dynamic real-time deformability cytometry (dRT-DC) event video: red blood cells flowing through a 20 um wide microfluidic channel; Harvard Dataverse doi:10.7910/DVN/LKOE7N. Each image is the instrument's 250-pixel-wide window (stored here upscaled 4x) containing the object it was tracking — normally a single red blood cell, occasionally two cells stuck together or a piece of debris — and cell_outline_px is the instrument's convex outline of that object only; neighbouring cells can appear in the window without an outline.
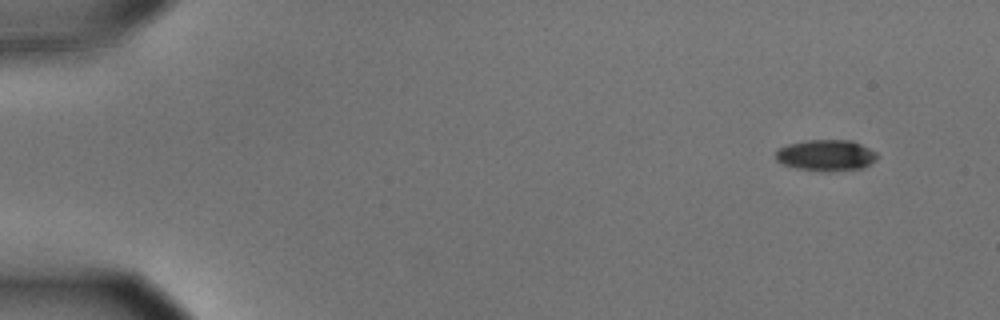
{"species": "common noctule bat (a hibernating species)", "species_latin": "Nyctalus noctula", "temperature_condition": "cold", "stored_images_in_passage": 53, "camera_frame_rate_fps": 3000, "um_per_image_px": 0.085, "animal": {"sex": "male", "body_mass_g": 15.6}, "frame": {"image": 1, "passage_image": 1, "time_ms": 0.0, "image_size_px": [1000, 320], "cell_outline_px": [[876, 160], [864, 168], [828, 172], [824, 172], [796, 168], [784, 164], [776, 160], [776, 148], [788, 144], [804, 140], [852, 140], [876, 152]], "centroid_in_image_um": [70.19, 13.2], "position_along_channel_um": 14.8, "area_um2": 18.61}}
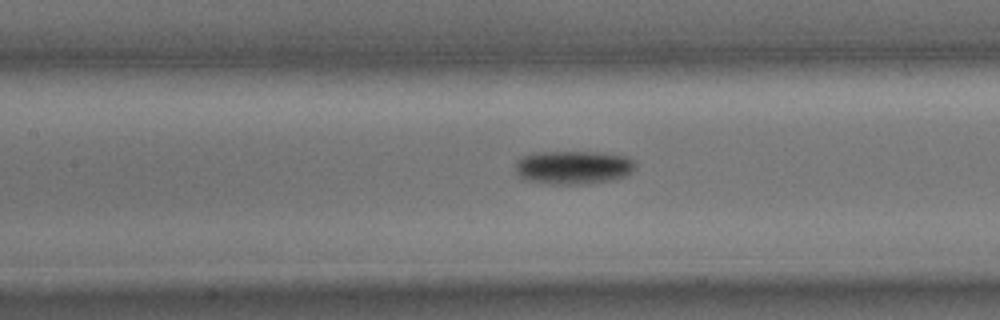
{"frame": {"image": 2, "passage_image": 23, "time_ms": 7.333, "image_size_px": [1000, 320], "cell_outline_px": [[636, 168], [632, 172], [624, 176], [608, 180], [588, 184], [548, 184], [524, 180], [516, 172], [516, 160], [520, 156], [536, 152], [600, 152], [628, 156], [636, 160]], "centroid_in_image_um": [48.74, 14.22], "position_along_channel_um": 158.7, "area_um2": 23.81}}
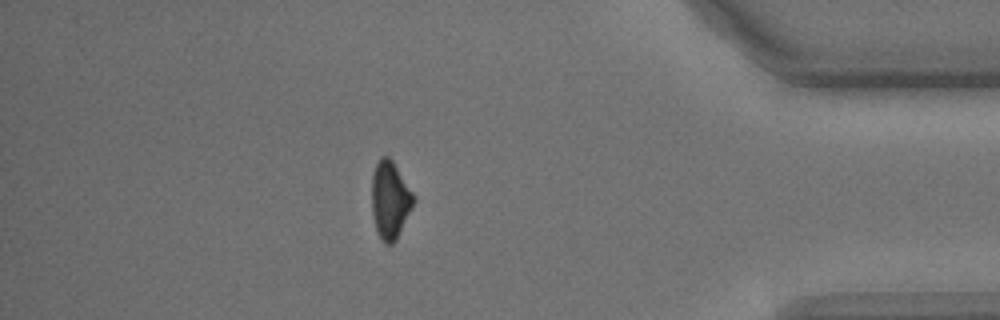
{"frame": {"image": 3, "passage_image": 46, "time_ms": 15.0, "image_size_px": [1000, 320], "cell_outline_px": [[416, 200], [396, 240], [392, 244], [384, 244], [376, 228], [372, 212], [372, 172], [380, 156], [388, 156], [392, 160], [416, 196]], "centroid_in_image_um": [33.17, 16.97], "position_along_channel_um": 402.0, "area_um2": 18.96}, "authors_computed_cell_mechanics": {"area_um2": 20.2878, "velocity_mm_per_s": 3.6126, "shape_relaxation_time_tau1_ms": 2.0354, "shape_relaxation_time_tau2_ms": null, "deformation_change_tau1": 0.097, "deformation_change_tau2": null}}